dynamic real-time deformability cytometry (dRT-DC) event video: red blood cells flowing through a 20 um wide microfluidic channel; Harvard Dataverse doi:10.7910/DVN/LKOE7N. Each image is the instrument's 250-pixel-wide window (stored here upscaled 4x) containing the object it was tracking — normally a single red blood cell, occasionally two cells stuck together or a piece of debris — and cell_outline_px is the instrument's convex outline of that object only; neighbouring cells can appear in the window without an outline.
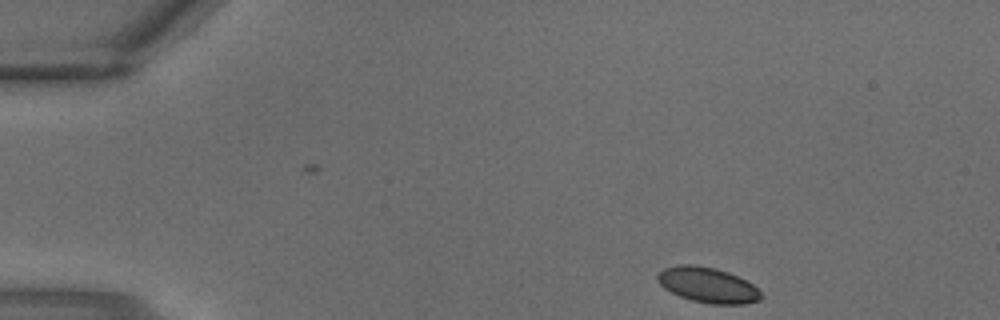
{"species": "common noctule bat (a hibernating species)", "species_latin": "Nyctalus noctula", "temperature_condition": "warm", "stored_images_in_passage": 2, "segment_of_instrument_passage": [2, 2], "camera_frame_rate_fps": 3000, "um_per_image_px": 0.085, "animal": {"sex": "male", "body_mass_g": 18.8}, "frame": {"image": 1, "passage_image": 2, "time_ms": 0.333, "image_size_px": [1000, 320], "cell_outline_px": [[764, 296], [760, 300], [744, 304], [712, 304], [692, 300], [680, 296], [664, 288], [656, 280], [656, 276], [664, 268], [680, 264], [688, 264], [716, 268], [728, 272], [752, 284]], "centroid_in_image_um": [60.15, 24.23], "position_along_channel_um": 24.9, "area_um2": 21.15}}